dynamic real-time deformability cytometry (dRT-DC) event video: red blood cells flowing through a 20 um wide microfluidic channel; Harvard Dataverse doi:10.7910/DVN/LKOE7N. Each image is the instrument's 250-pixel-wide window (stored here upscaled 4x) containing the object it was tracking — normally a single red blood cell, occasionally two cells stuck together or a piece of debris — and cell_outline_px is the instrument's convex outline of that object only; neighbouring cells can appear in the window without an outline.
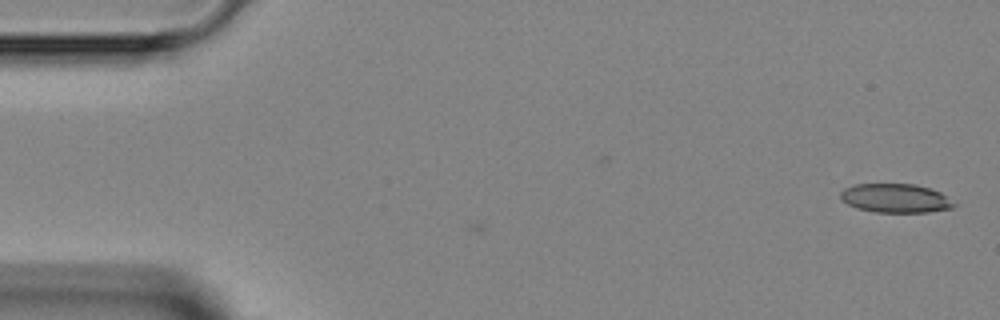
{"species": "Egyptian fruit bat (a non-hibernating species)", "species_latin": "Rousettus aegyptiacus", "temperature_condition": "room temperature", "stored_images_in_passage": 3, "camera_frame_rate_fps": 3000, "um_per_image_px": 0.085, "animal": {"sex": "female"}, "frame": {"image": 1, "passage_image": 3, "time_ms": 0.667, "image_size_px": [1000, 320], "cell_outline_px": [[956, 204], [952, 208], [928, 212], [876, 212], [856, 208], [840, 200], [840, 192], [844, 188], [856, 184], [916, 184], [940, 192]], "centroid_in_image_um": [76.08, 16.85], "position_along_channel_um": 8.9, "area_um2": 19.07}}